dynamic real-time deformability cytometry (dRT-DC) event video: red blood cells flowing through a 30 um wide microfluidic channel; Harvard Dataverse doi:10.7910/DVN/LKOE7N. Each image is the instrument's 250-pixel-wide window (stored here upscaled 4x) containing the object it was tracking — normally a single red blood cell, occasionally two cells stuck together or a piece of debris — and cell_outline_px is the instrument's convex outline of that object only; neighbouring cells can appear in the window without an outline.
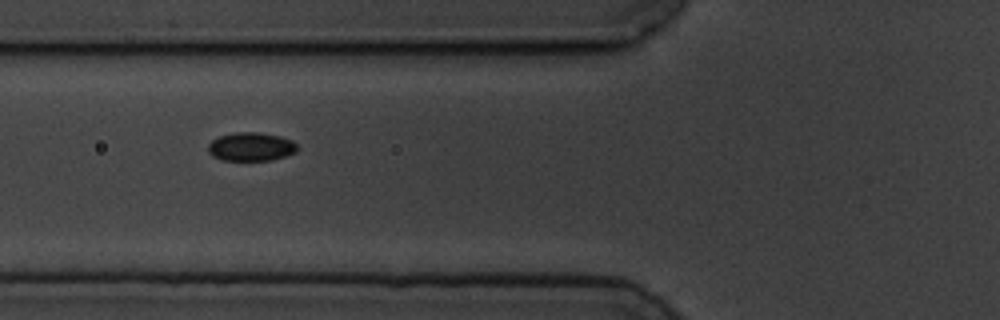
{"species": "common noctule bat (a hibernating species)", "species_latin": "Nyctalus noctula", "temperature_condition": "cold", "stored_images_in_passage": 5, "camera_frame_rate_fps": 3000, "um_per_image_px": 0.085, "animal": {"sex": "male", "body_mass_g": 19.5, "forearm_length_mm": 54.6}, "frame": {"image": 1, "passage_image": 2, "time_ms": 1.0, "image_size_px": [1000, 320], "cell_outline_px": [[296, 152], [272, 160], [224, 160], [212, 156], [208, 152], [208, 144], [212, 140], [220, 136], [236, 132], [256, 132], [280, 136], [292, 140], [296, 144]], "centroid_in_image_um": [21.32, 12.47], "position_along_channel_um": 104.5, "area_um2": 14.74}}
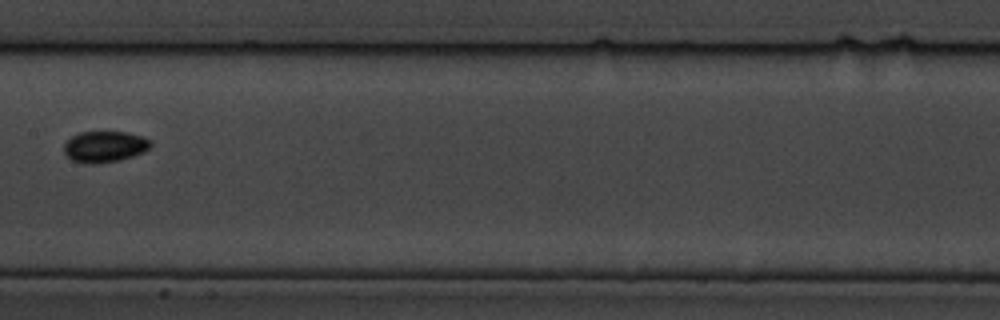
{"frame": {"image": 2, "passage_image": 4, "time_ms": 3.667, "image_size_px": [1000, 320], "cell_outline_px": [[152, 144], [144, 152], [120, 160], [92, 164], [88, 164], [72, 160], [64, 152], [64, 144], [72, 136], [80, 132], [128, 132], [144, 136], [152, 140]], "centroid_in_image_um": [8.93, 12.46], "position_along_channel_um": 198.5, "area_um2": 15.78}}
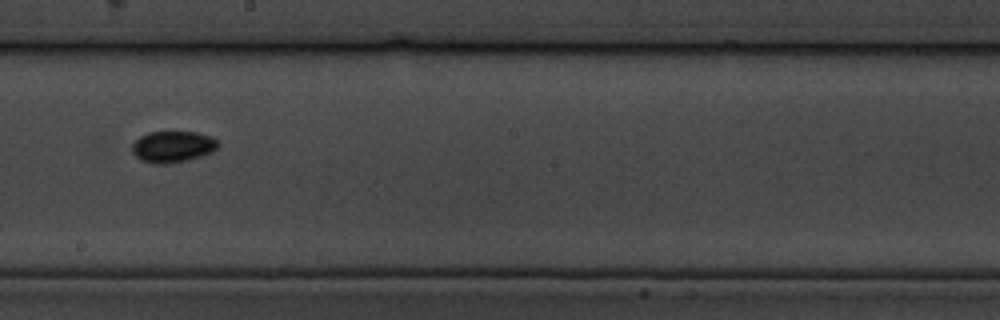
{"frame": {"image": 3, "passage_image": 5, "time_ms": 4.667, "image_size_px": [1000, 320], "cell_outline_px": [[220, 144], [212, 152], [204, 156], [188, 160], [164, 164], [152, 164], [140, 160], [132, 152], [132, 144], [140, 136], [148, 132], [196, 132], [212, 136]], "centroid_in_image_um": [14.69, 12.47], "position_along_channel_um": 233.5, "area_um2": 15.9}}